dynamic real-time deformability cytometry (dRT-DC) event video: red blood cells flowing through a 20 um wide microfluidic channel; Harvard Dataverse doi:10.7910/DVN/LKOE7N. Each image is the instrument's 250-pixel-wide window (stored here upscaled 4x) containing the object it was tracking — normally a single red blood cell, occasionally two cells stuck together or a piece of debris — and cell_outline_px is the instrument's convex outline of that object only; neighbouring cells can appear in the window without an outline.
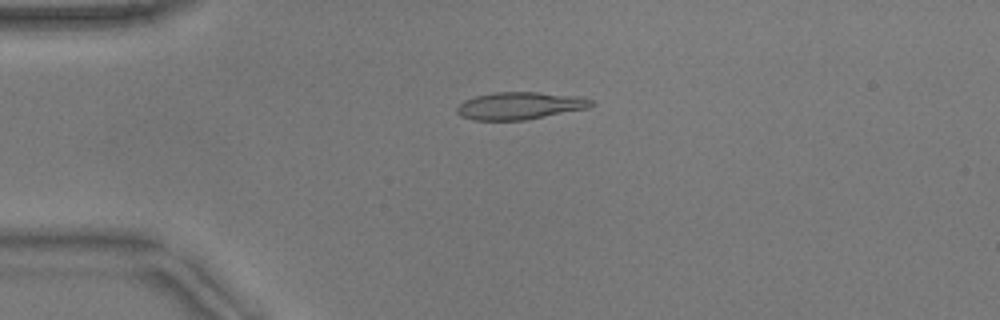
{"species": "common noctule bat (a hibernating species)", "species_latin": "Nyctalus noctula", "temperature_condition": "warm", "stored_images_in_passage": 52, "camera_frame_rate_fps": 3000, "um_per_image_px": 0.085, "animal": {"sex": "male", "body_mass_g": 17.9}, "frame": {"image": 1, "passage_image": 13, "time_ms": 4.0, "image_size_px": [1000, 320], "cell_outline_px": [[596, 104], [588, 108], [524, 120], [472, 120], [460, 116], [456, 112], [456, 108], [464, 100], [476, 96], [496, 92], [536, 92], [580, 96], [592, 100]], "centroid_in_image_um": [44.19, 8.98], "position_along_channel_um": 40.8, "area_um2": 21.44}}
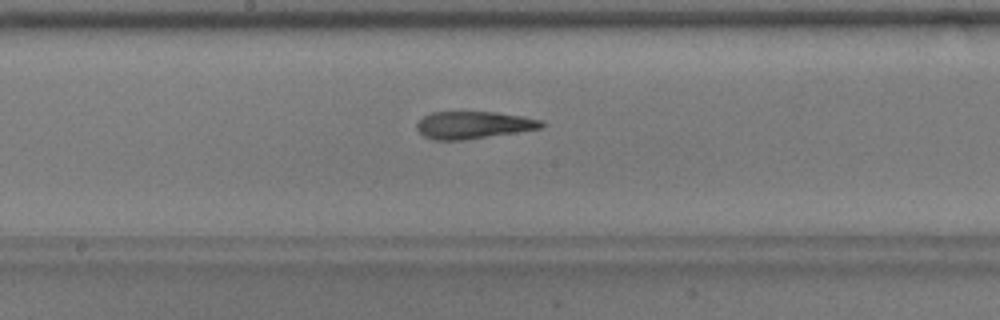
{"frame": {"image": 2, "passage_image": 28, "time_ms": 9.0, "image_size_px": [1000, 320], "cell_outline_px": [[544, 128], [464, 140], [436, 140], [424, 136], [416, 128], [416, 124], [424, 116], [432, 112], [496, 112], [524, 116], [544, 120]], "centroid_in_image_um": [40.29, 10.62], "position_along_channel_um": 207.9, "area_um2": 19.94}}
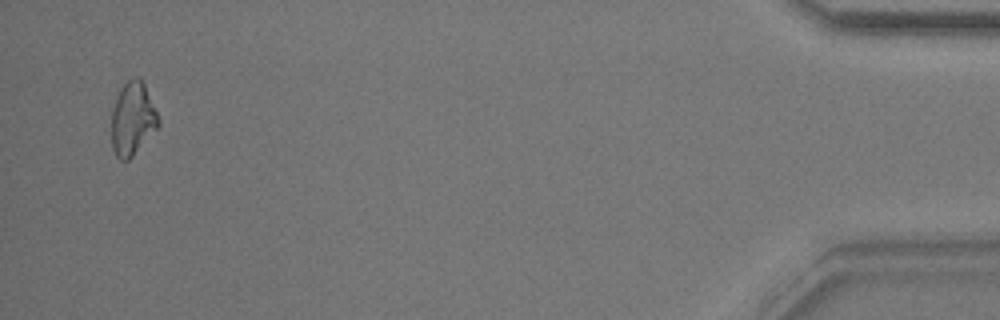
{"frame": {"image": 3, "passage_image": 51, "time_ms": 16.667, "image_size_px": [1000, 320], "cell_outline_px": [[160, 124], [132, 156], [128, 160], [120, 160], [116, 156], [112, 148], [112, 108], [116, 96], [120, 88], [132, 76], [140, 76], [144, 84], [160, 120]], "centroid_in_image_um": [11.25, 10.07], "position_along_channel_um": 423.9, "area_um2": 19.88}, "authors_computed_cell_mechanics": {"area_um2": 20.1722, "velocity_mm_per_s": 3.8746, "shape_relaxation_time_tau1_ms": null, "shape_relaxation_time_tau2_ms": 3.2019, "deformation_change_tau1": null, "deformation_change_tau2": 0.1084}}